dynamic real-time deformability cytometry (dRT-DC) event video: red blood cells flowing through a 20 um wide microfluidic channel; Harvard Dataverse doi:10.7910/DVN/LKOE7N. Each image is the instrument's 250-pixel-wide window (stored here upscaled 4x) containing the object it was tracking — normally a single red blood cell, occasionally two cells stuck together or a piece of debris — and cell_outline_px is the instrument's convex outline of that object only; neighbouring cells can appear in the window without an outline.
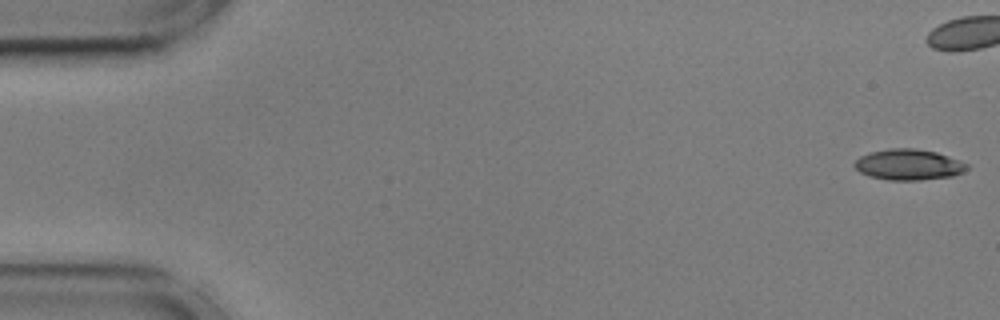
{"species": "common noctule bat (a hibernating species)", "species_latin": "Nyctalus noctula", "temperature_condition": "cold", "stored_images_in_passage": 4, "camera_frame_rate_fps": 3000, "um_per_image_px": 0.085, "animal": {"sex": "male", "body_mass_g": 17.9, "forearm_length_mm": 54.2}, "frame": {"image": 1, "passage_image": 1, "time_ms": 0.0, "image_size_px": [1000, 320], "cell_outline_px": [[968, 168], [964, 172], [952, 176], [920, 180], [888, 180], [868, 176], [860, 172], [852, 164], [860, 156], [868, 152], [888, 148], [916, 148], [936, 152], [948, 156], [968, 164]], "centroid_in_image_um": [77.2, 13.99], "position_along_channel_um": 7.8, "area_um2": 20.35}}